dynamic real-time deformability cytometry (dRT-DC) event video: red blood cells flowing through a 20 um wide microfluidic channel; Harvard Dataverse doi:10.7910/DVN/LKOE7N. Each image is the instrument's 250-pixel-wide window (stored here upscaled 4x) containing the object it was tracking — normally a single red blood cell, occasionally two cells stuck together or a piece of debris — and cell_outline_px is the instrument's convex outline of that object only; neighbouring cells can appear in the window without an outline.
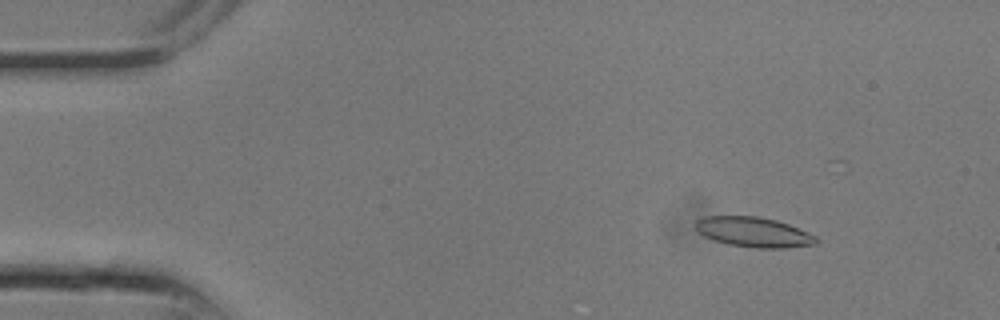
{"species": "common noctule bat (a hibernating species)", "species_latin": "Nyctalus noctula", "temperature_condition": "room temperature", "stored_images_in_passage": 5, "camera_frame_rate_fps": 3000, "um_per_image_px": 0.085, "animal": {"sex": "male", "body_mass_g": 13.3}, "frame": {"image": 1, "passage_image": 3, "time_ms": 0.667, "image_size_px": [1000, 320], "cell_outline_px": [[820, 240], [816, 244], [784, 248], [756, 248], [728, 244], [704, 236], [696, 232], [692, 224], [696, 220], [704, 216], [756, 216], [776, 220], [788, 224], [816, 236]], "centroid_in_image_um": [64.01, 19.72], "position_along_channel_um": 21.0, "area_um2": 21.21}}